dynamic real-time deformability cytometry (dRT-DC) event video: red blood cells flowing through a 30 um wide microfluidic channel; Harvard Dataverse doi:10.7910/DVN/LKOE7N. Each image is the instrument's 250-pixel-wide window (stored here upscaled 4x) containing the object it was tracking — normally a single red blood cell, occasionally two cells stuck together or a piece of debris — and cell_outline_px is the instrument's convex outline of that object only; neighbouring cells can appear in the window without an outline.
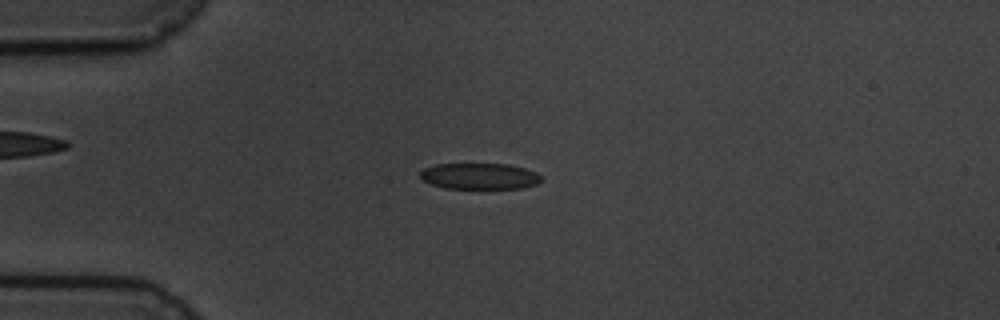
{"species": "common noctule bat (a hibernating species)", "species_latin": "Nyctalus noctula", "temperature_condition": "cold", "stored_images_in_passage": 7, "camera_frame_rate_fps": 3000, "um_per_image_px": 0.085, "animal": {"sex": "male", "body_mass_g": 19.5, "forearm_length_mm": 54.6}, "frame": {"image": 1, "passage_image": 3, "time_ms": 3.0, "image_size_px": [1000, 320], "cell_outline_px": [[544, 180], [536, 184], [524, 188], [444, 188], [420, 180], [420, 172], [424, 168], [436, 164], [508, 164], [524, 168], [536, 172]], "centroid_in_image_um": [40.76, 14.97], "position_along_channel_um": 44.2, "area_um2": 18.5}}
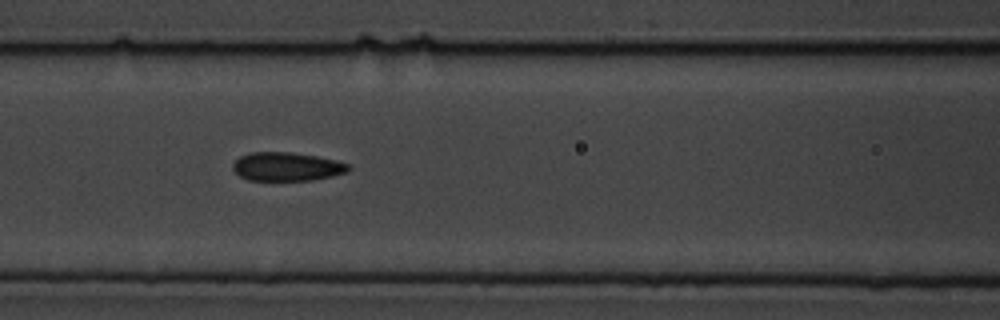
{"frame": {"image": 2, "passage_image": 6, "time_ms": 6.333, "image_size_px": [1000, 320], "cell_outline_px": [[352, 168], [348, 172], [332, 176], [312, 180], [248, 180], [240, 176], [232, 168], [232, 164], [240, 156], [252, 152], [292, 152], [316, 156], [336, 160], [348, 164]], "centroid_in_image_um": [24.39, 14.16], "position_along_channel_um": 142.2, "area_um2": 19.31}}
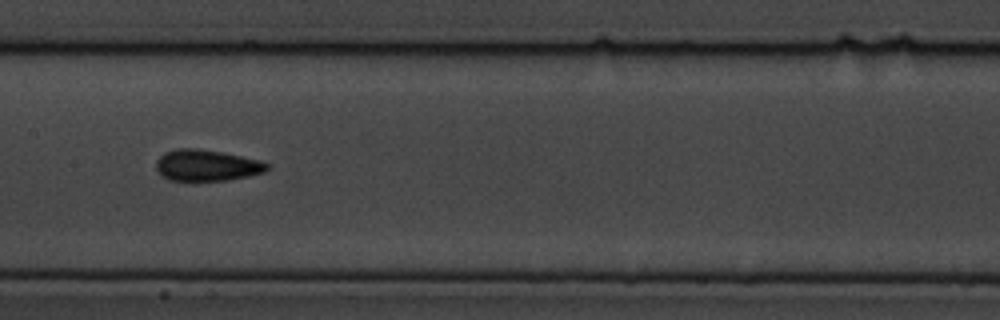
{"frame": {"image": 3, "passage_image": 7, "time_ms": 7.667, "image_size_px": [1000, 320], "cell_outline_px": [[272, 168], [264, 172], [248, 176], [228, 180], [168, 180], [160, 176], [156, 168], [156, 160], [164, 152], [176, 148], [196, 148], [220, 152], [260, 160], [268, 164]], "centroid_in_image_um": [17.55, 14.05], "position_along_channel_um": 189.9, "area_um2": 20.29}}